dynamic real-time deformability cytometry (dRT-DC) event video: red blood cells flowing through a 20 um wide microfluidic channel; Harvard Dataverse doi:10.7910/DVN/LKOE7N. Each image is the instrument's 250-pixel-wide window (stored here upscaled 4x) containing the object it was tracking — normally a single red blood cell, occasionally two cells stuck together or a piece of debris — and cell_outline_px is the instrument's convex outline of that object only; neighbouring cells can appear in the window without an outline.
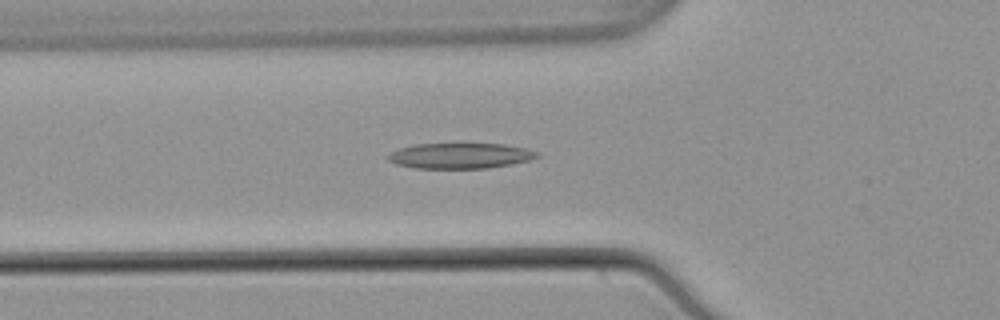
{"species": "common noctule bat (a hibernating species)", "species_latin": "Nyctalus noctula", "temperature_condition": "warm", "stored_images_in_passage": 49, "camera_frame_rate_fps": 3000, "um_per_image_px": 0.085, "animal": {"sex": "male", "body_mass_g": 21.5, "forearm_length_mm": 52.0}, "frame": {"image": 1, "passage_image": 19, "time_ms": 6.0, "image_size_px": [1000, 320], "cell_outline_px": [[540, 156], [528, 160], [512, 164], [488, 168], [416, 168], [396, 164], [388, 160], [388, 156], [392, 152], [400, 148], [416, 144], [504, 144], [524, 148], [540, 152]], "centroid_in_image_um": [39.15, 13.24], "position_along_channel_um": 86.7, "area_um2": 21.96}}
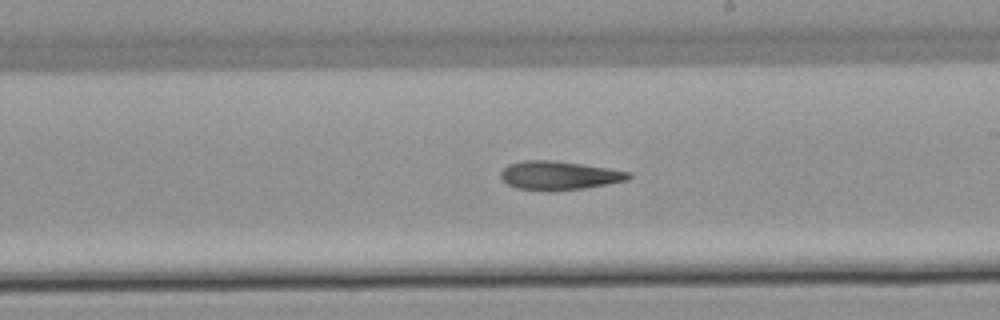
{"frame": {"image": 2, "passage_image": 31, "time_ms": 10.0, "image_size_px": [1000, 320], "cell_outline_px": [[632, 176], [628, 180], [608, 184], [584, 188], [516, 188], [508, 184], [500, 176], [500, 172], [508, 164], [524, 160], [556, 160], [608, 168], [632, 172]], "centroid_in_image_um": [47.57, 14.86], "position_along_channel_um": 241.4, "area_um2": 20.69}}
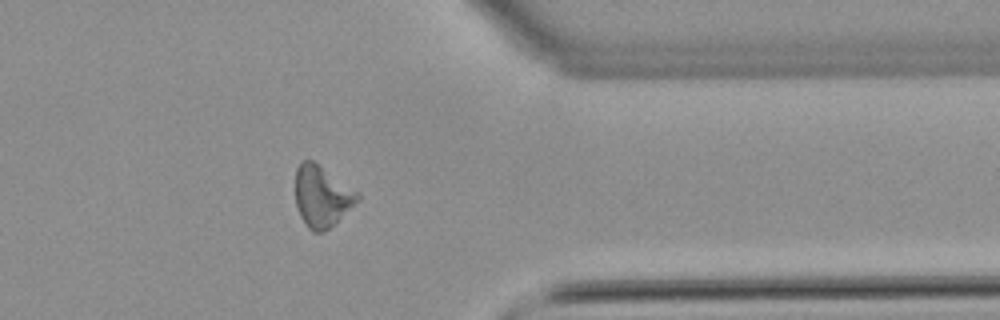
{"frame": {"image": 3, "passage_image": 43, "time_ms": 14.0, "image_size_px": [1000, 320], "cell_outline_px": [[360, 200], [324, 232], [312, 232], [308, 228], [300, 216], [296, 208], [296, 168], [304, 160], [312, 160], [360, 192]], "centroid_in_image_um": [27.37, 16.69], "position_along_channel_um": 384.0, "area_um2": 22.14}}